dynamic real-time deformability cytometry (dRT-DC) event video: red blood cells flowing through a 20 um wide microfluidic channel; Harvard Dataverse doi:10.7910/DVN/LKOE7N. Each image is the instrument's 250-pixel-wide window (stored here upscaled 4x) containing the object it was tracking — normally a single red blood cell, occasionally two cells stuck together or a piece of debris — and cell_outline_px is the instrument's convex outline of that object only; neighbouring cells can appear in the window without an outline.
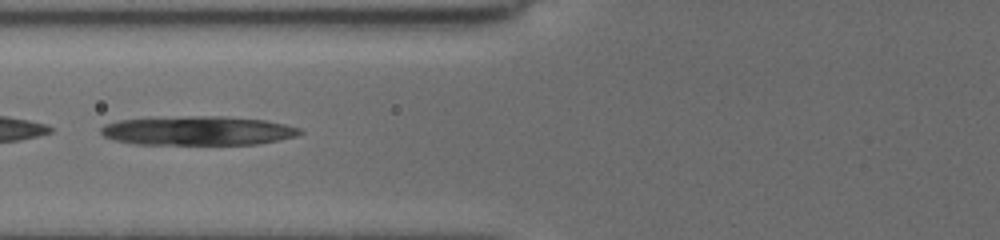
{"species": "common noctule bat (a hibernating species)", "species_latin": "Nyctalus noctula", "temperature_condition": "cold", "stored_images_in_passage": 31, "camera_frame_rate_fps": 3000, "um_per_image_px": 0.085, "animal": {"sex": "female", "body_mass_g": 19.5, "forearm_length_mm": 54.1}, "frame": {"image": 1, "passage_image": 5, "time_ms": 1.333, "image_size_px": [1000, 240], "cell_outline_px": [[304, 132], [296, 136], [280, 140], [256, 144], [132, 144], [112, 140], [104, 136], [100, 132], [100, 128], [104, 124], [120, 120], [188, 116], [228, 116], [268, 120], [300, 128]], "centroid_in_image_um": [16.84, 11.11], "position_along_channel_um": 109.0, "area_um2": 33.93}}